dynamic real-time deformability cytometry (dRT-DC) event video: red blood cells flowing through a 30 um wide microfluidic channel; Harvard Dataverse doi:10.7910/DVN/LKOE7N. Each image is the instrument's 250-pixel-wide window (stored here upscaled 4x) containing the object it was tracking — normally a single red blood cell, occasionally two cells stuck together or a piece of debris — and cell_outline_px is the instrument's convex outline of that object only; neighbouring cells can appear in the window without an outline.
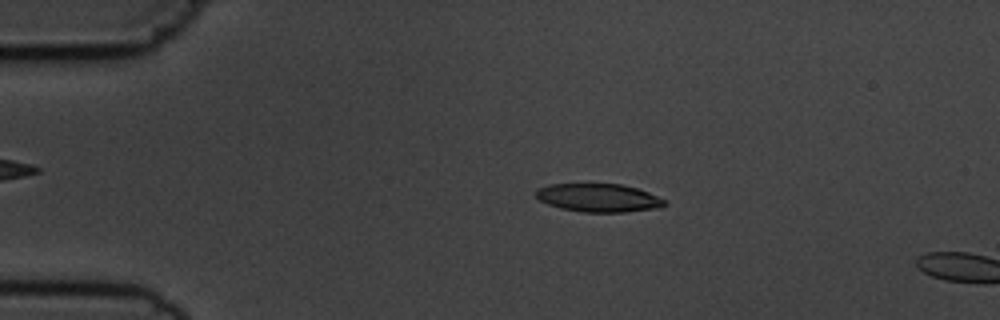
{"species": "common noctule bat (a hibernating species)", "species_latin": "Nyctalus noctula", "temperature_condition": "cold", "stored_images_in_passage": 4, "camera_frame_rate_fps": 3000, "um_per_image_px": 0.085, "animal": {"sex": "male", "body_mass_g": 19.5, "forearm_length_mm": 54.6}, "frame": {"image": 1, "passage_image": 3, "time_ms": 2.333, "image_size_px": [1000, 320], "cell_outline_px": [[668, 204], [660, 208], [624, 212], [584, 212], [560, 208], [548, 204], [540, 200], [536, 196], [536, 188], [552, 184], [620, 184], [636, 188], [648, 192], [664, 200]], "centroid_in_image_um": [50.88, 16.82], "position_along_channel_um": 34.1, "area_um2": 21.1}}